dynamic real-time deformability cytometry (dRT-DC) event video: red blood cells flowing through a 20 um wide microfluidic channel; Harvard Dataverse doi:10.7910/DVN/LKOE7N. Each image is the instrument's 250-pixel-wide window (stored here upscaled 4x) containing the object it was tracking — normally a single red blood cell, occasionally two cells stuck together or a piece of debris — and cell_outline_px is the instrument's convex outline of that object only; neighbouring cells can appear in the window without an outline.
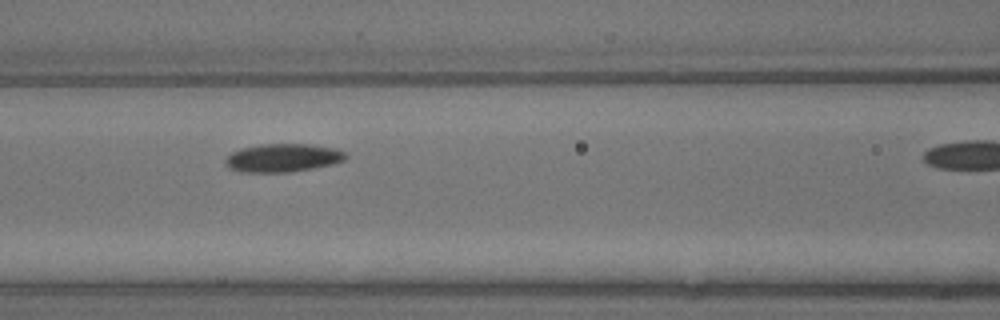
{"species": "common noctule bat (a hibernating species)", "species_latin": "Nyctalus noctula", "temperature_condition": "warm", "stored_images_in_passage": 8, "camera_frame_rate_fps": 3000, "um_per_image_px": 0.085, "animal": {"sex": "male", "body_mass_g": 13.3}, "frame": {"image": 1, "passage_image": 6, "time_ms": 1.667, "image_size_px": [1000, 320], "cell_outline_px": [[348, 156], [344, 160], [336, 164], [288, 172], [240, 172], [228, 168], [224, 164], [224, 160], [232, 152], [244, 148], [260, 144], [312, 144], [336, 148], [344, 152]], "centroid_in_image_um": [24.06, 13.42], "position_along_channel_um": 142.5, "area_um2": 19.94}}